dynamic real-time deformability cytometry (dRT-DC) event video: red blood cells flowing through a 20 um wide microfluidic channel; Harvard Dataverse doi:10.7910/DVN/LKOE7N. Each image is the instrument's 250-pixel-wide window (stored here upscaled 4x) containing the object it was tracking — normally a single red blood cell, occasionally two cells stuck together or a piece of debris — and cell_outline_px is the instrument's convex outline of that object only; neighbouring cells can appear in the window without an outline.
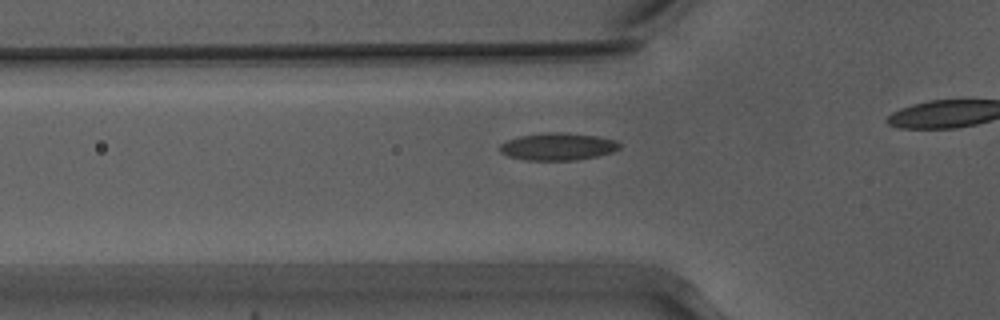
{"species": "Egyptian fruit bat (a non-hibernating species)", "species_latin": "Rousettus aegyptiacus", "temperature_condition": "warm", "stored_images_in_passage": 28, "camera_frame_rate_fps": 3000, "um_per_image_px": 0.085, "animal": {"sex": "male"}, "frame": {"image": 1, "passage_image": 4, "time_ms": 1.0, "image_size_px": [1000, 320], "cell_outline_px": [[620, 148], [612, 152], [596, 156], [576, 160], [524, 160], [508, 156], [500, 152], [500, 144], [508, 140], [520, 136], [548, 132], [552, 132], [596, 136], [616, 140], [620, 144]], "centroid_in_image_um": [47.4, 12.47], "position_along_channel_um": 78.4, "area_um2": 18.84}}
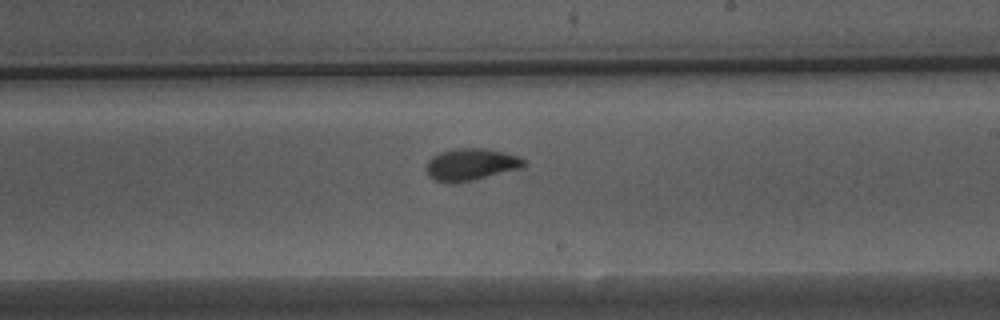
{"frame": {"image": 2, "passage_image": 17, "time_ms": 5.333, "image_size_px": [1000, 320], "cell_outline_px": [[524, 164], [520, 168], [472, 180], [452, 184], [444, 184], [428, 176], [424, 168], [428, 160], [432, 156], [440, 152], [456, 148], [484, 148], [504, 152], [520, 156], [524, 160]], "centroid_in_image_um": [39.95, 13.98], "position_along_channel_um": 249.0, "area_um2": 18.32}}
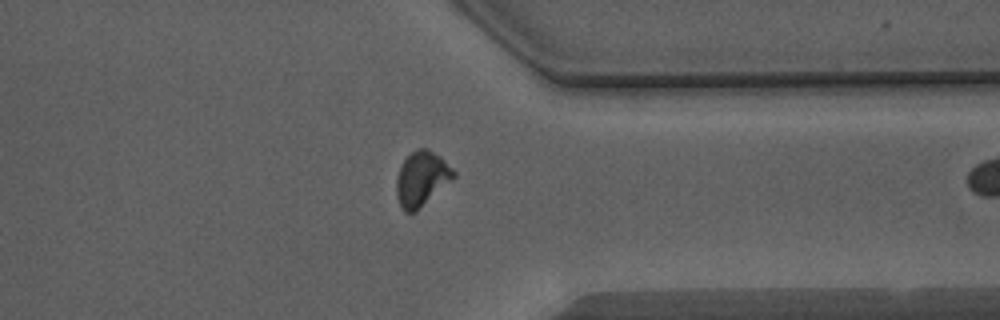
{"frame": {"image": 3, "passage_image": 27, "time_ms": 8.667, "image_size_px": [1000, 320], "cell_outline_px": [[456, 176], [452, 180], [416, 212], [404, 212], [400, 204], [396, 192], [396, 176], [400, 164], [412, 152], [420, 148], [428, 148], [440, 156], [456, 172]], "centroid_in_image_um": [35.84, 15.19], "position_along_channel_um": 375.6, "area_um2": 18.26}}